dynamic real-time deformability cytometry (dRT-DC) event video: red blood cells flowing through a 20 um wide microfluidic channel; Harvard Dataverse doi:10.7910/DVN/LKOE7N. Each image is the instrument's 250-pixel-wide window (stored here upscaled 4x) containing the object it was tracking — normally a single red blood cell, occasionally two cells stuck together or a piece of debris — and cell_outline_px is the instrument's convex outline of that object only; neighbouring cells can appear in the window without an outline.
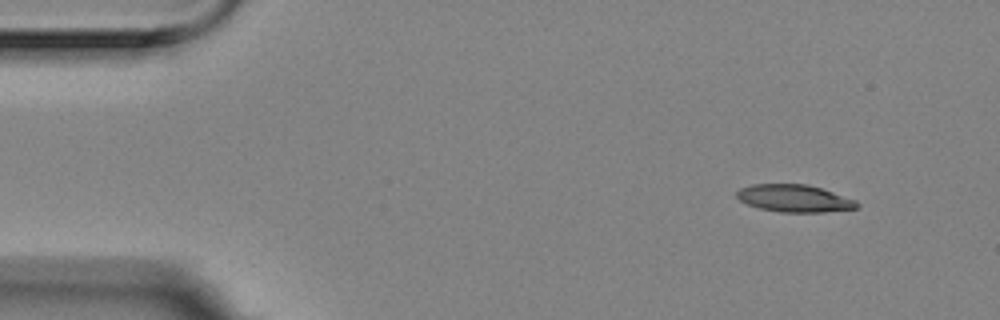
{"species": "Egyptian fruit bat (a non-hibernating species)", "species_latin": "Rousettus aegyptiacus", "temperature_condition": "room temperature", "stored_images_in_passage": 5, "camera_frame_rate_fps": 3000, "um_per_image_px": 0.085, "animal": {"sex": "female"}, "frame": {"image": 1, "passage_image": 1, "time_ms": 0.0, "image_size_px": [1000, 320], "cell_outline_px": [[860, 204], [856, 208], [824, 212], [780, 212], [760, 208], [748, 204], [740, 200], [736, 196], [736, 192], [740, 188], [752, 184], [808, 184], [856, 200]], "centroid_in_image_um": [67.51, 16.86], "position_along_channel_um": 17.5, "area_um2": 19.02}}
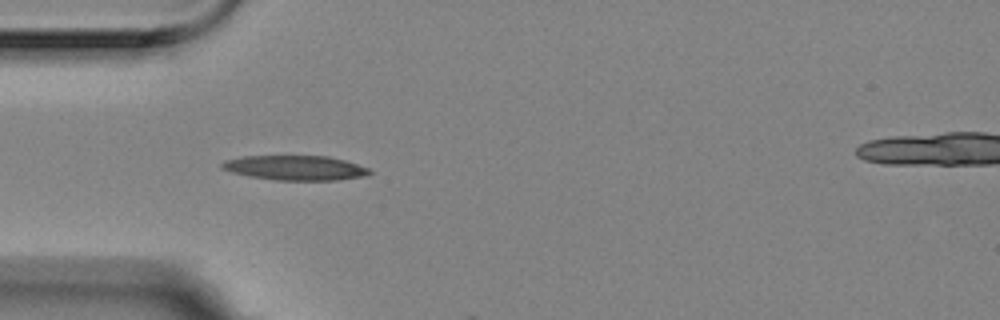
{"frame": {"image": 2, "passage_image": 4, "time_ms": 1.0, "image_size_px": [1000, 320], "cell_outline_px": [[372, 172], [368, 176], [336, 180], [276, 180], [248, 176], [232, 172], [220, 168], [220, 164], [224, 160], [244, 156], [328, 156], [344, 160], [368, 168]], "centroid_in_image_um": [25.08, 14.27], "position_along_channel_um": 59.9, "area_um2": 21.27}}
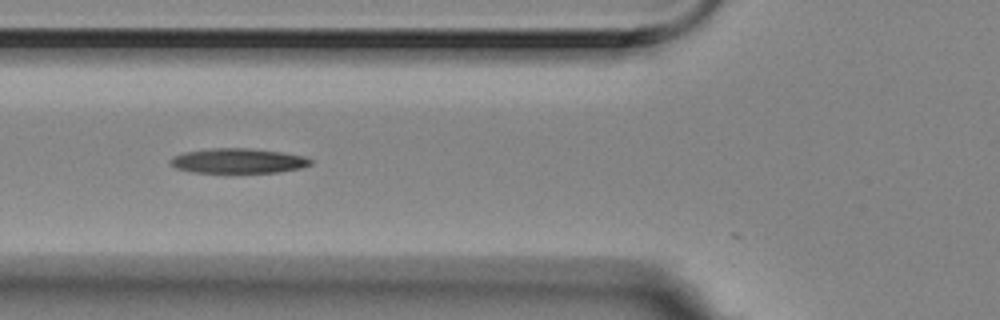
{"frame": {"image": 3, "passage_image": 5, "time_ms": 1.333, "image_size_px": [1000, 320], "cell_outline_px": [[312, 164], [300, 168], [276, 172], [192, 172], [176, 168], [168, 160], [172, 156], [184, 152], [212, 148], [248, 148], [280, 152], [304, 156], [312, 160]], "centroid_in_image_um": [20.21, 13.66], "position_along_channel_um": 105.6, "area_um2": 20.11}}